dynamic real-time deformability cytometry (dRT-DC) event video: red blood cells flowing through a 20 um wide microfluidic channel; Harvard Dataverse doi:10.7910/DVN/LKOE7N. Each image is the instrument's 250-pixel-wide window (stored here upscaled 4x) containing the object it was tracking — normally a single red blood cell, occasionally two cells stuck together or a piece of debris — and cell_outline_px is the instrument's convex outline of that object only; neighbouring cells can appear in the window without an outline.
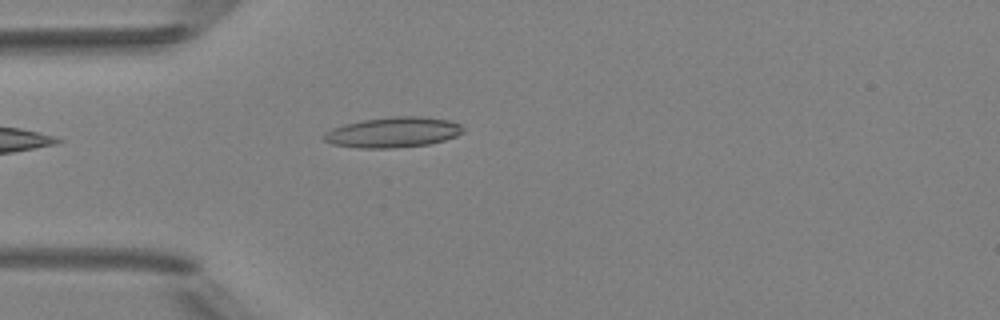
{"species": "Egyptian fruit bat (a non-hibernating species)", "species_latin": "Rousettus aegyptiacus", "temperature_condition": "room temperature", "stored_images_in_passage": 5, "camera_frame_rate_fps": 3000, "um_per_image_px": 0.085, "animal": {"sex": "female"}, "frame": {"image": 1, "passage_image": 5, "time_ms": 5.333, "image_size_px": [1000, 320], "cell_outline_px": [[464, 132], [456, 136], [444, 140], [428, 144], [392, 148], [360, 148], [332, 144], [324, 140], [320, 136], [324, 132], [332, 128], [344, 124], [364, 120], [392, 116], [420, 116], [448, 120], [460, 124], [464, 128]], "centroid_in_image_um": [33.39, 11.24], "position_along_channel_um": 51.6, "area_um2": 24.68}}